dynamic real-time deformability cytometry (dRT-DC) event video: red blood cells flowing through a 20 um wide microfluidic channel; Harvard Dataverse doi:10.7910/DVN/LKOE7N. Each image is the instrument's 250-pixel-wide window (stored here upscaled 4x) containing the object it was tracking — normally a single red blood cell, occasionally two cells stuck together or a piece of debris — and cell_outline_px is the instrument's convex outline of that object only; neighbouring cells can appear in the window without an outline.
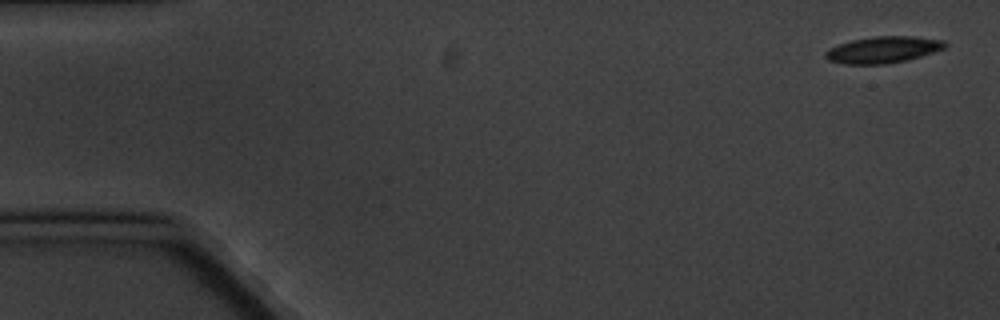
{"species": "common noctule bat (a hibernating species)", "species_latin": "Nyctalus noctula", "temperature_condition": "cold", "stored_images_in_passage": 9, "camera_frame_rate_fps": 3000, "um_per_image_px": 0.085, "animal": {"sex": "male", "body_mass_g": 20.1, "forearm_length_mm": 53.5}, "frame": {"image": 1, "passage_image": 1, "time_ms": 0.0, "image_size_px": [1000, 320], "cell_outline_px": [[948, 44], [944, 48], [908, 60], [884, 64], [844, 64], [828, 60], [824, 56], [824, 52], [828, 48], [852, 40], [872, 36], [912, 36], [944, 40]], "centroid_in_image_um": [75.03, 4.22], "position_along_channel_um": 10.0, "area_um2": 18.5}}